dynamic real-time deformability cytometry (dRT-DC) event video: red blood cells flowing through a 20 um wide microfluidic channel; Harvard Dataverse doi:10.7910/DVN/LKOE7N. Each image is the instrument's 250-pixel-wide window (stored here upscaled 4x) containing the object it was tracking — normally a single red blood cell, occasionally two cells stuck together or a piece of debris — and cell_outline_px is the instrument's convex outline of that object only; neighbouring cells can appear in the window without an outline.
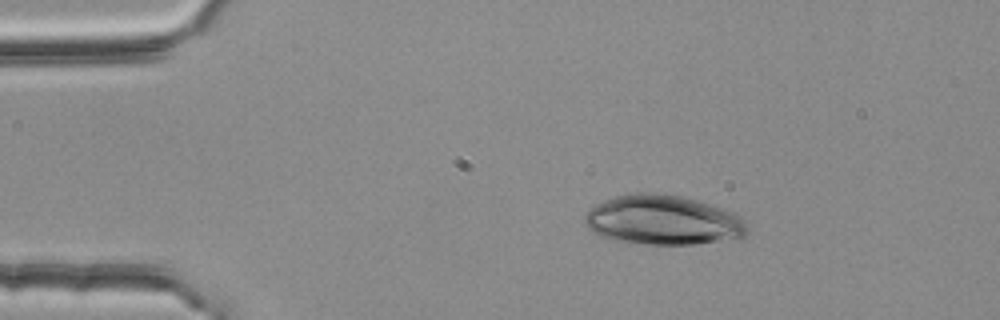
{"species": "common noctule bat (a hibernating species)", "species_latin": "Nyctalus noctula", "temperature_condition": "room temperature", "stored_images_in_passage": 43, "camera_frame_rate_fps": 3000, "um_per_image_px": 0.085, "animal": {"sex": "female", "body_mass_g": 25.1}, "frame": {"image": 1, "passage_image": 1, "time_ms": 0.0, "image_size_px": [1000, 320], "cell_outline_px": [[748, 232], [740, 240], [692, 244], [644, 244], [608, 240], [592, 232], [588, 228], [584, 220], [584, 216], [588, 208], [604, 200], [616, 196], [632, 192], [656, 192], [680, 196], [712, 204], [736, 212], [748, 224]], "centroid_in_image_um": [56.38, 18.71], "position_along_channel_um": 28.6, "area_um2": 48.09}}
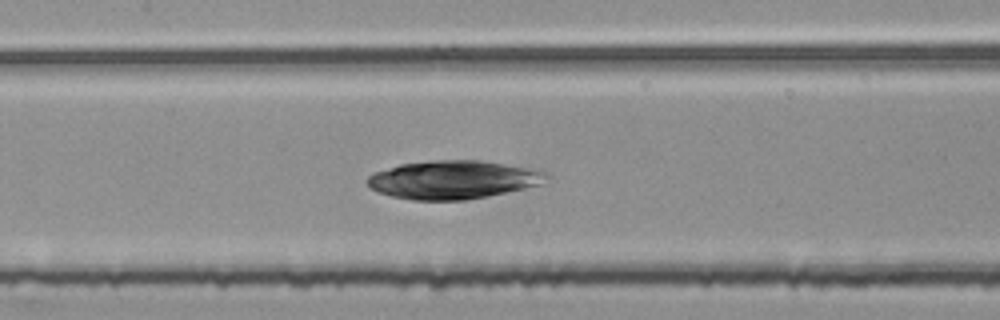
{"frame": {"image": 2, "passage_image": 17, "time_ms": 5.333, "image_size_px": [1000, 320], "cell_outline_px": [[548, 176], [540, 184], [524, 188], [488, 196], [464, 200], [412, 200], [392, 196], [380, 192], [372, 188], [368, 184], [368, 176], [372, 172], [400, 164], [432, 160], [480, 160], [540, 168], [548, 172]], "centroid_in_image_um": [38.56, 15.25], "position_along_channel_um": 168.8, "area_um2": 40.23}}
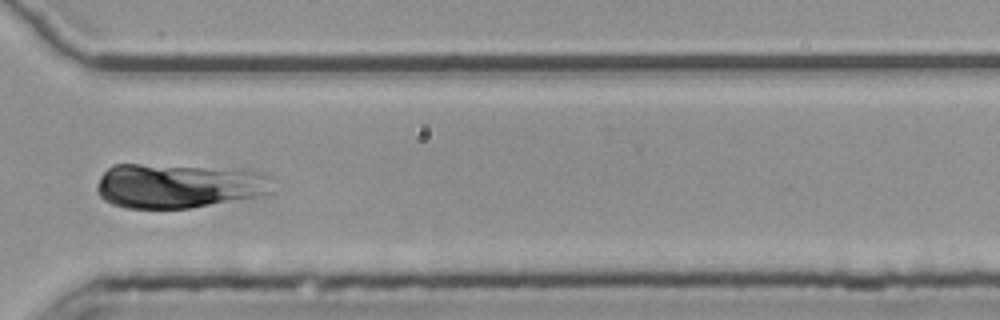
{"frame": {"image": 3, "passage_image": 32, "time_ms": 10.333, "image_size_px": [1000, 320], "cell_outline_px": [[276, 192], [260, 196], [192, 208], [124, 208], [112, 204], [104, 200], [96, 192], [96, 184], [100, 176], [112, 164], [140, 164], [244, 168], [260, 172], [272, 176]], "centroid_in_image_um": [15.26, 15.78], "position_along_channel_um": 355.3, "area_um2": 46.82}}